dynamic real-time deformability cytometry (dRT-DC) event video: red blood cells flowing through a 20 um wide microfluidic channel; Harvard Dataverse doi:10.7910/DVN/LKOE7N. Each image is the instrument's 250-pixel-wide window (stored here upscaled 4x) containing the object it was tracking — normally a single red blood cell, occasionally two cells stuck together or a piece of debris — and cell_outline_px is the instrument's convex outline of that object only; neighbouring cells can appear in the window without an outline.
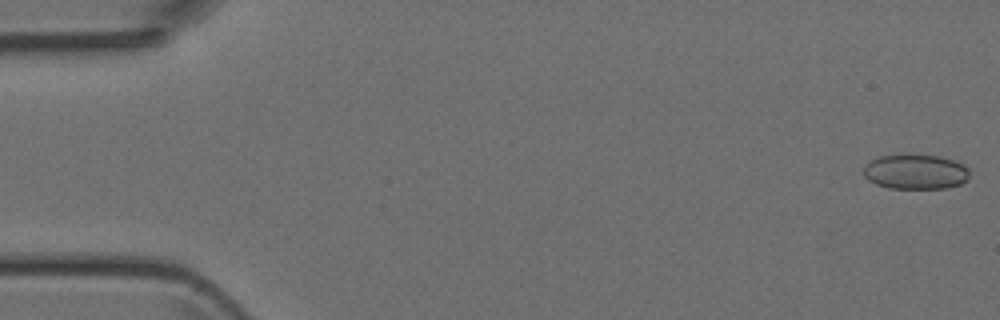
{"species": "Egyptian fruit bat (a non-hibernating species)", "species_latin": "Rousettus aegyptiacus", "temperature_condition": "room temperature", "stored_images_in_passage": 4, "camera_frame_rate_fps": 3000, "um_per_image_px": 0.085, "animal": {"sex": "female"}, "frame": {"image": 1, "passage_image": 1, "time_ms": 0.0, "image_size_px": [1000, 320], "cell_outline_px": [[968, 180], [960, 184], [944, 188], [888, 188], [876, 184], [868, 180], [864, 176], [864, 164], [880, 156], [900, 152], [912, 152], [940, 156], [964, 164], [968, 168]], "centroid_in_image_um": [77.79, 14.55], "position_along_channel_um": 7.2, "area_um2": 22.25}}